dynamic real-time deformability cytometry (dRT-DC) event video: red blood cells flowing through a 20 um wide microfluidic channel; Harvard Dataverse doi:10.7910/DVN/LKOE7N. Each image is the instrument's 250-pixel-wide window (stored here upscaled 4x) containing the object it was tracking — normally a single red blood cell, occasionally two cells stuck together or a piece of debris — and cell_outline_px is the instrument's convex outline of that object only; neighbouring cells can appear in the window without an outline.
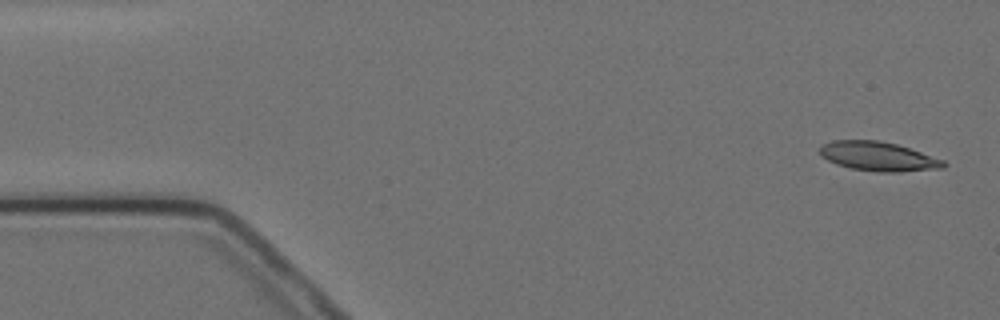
{"species": "Egyptian fruit bat (a non-hibernating species)", "species_latin": "Rousettus aegyptiacus", "temperature_condition": "cold", "stored_images_in_passage": 3, "camera_frame_rate_fps": 3000, "um_per_image_px": 0.085, "animal": {"sex": "female"}, "frame": {"image": 1, "passage_image": 1, "time_ms": 0.0, "image_size_px": [1000, 320], "cell_outline_px": [[948, 164], [944, 168], [900, 172], [880, 172], [852, 168], [836, 164], [820, 156], [820, 144], [832, 140], [880, 140], [896, 144], [944, 160]], "centroid_in_image_um": [74.63, 13.29], "position_along_channel_um": 10.4, "area_um2": 21.1}}